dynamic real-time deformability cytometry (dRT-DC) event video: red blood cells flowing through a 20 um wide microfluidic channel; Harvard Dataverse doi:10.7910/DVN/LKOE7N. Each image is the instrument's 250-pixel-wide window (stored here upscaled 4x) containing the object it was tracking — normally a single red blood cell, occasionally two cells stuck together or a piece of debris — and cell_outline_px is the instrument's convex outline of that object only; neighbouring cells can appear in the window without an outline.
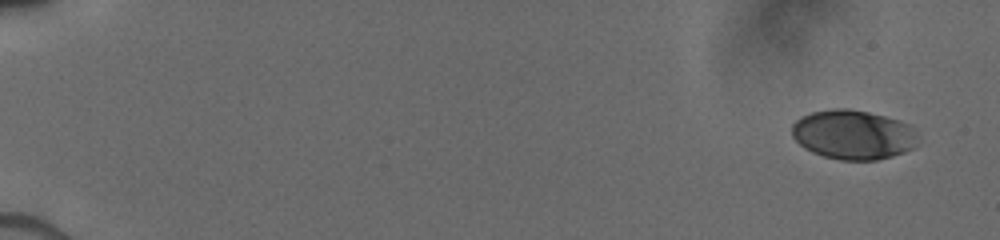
{"species": "human", "species_latin": "Homo sapiens", "temperature_condition": "cold", "stored_images_in_passage": 10, "camera_frame_rate_fps": 3000, "um_per_image_px": 0.085, "donor": {"sex": "male"}, "frame": {"image": 1, "passage_image": 1, "time_ms": 0.0, "image_size_px": [1000, 240], "cell_outline_px": [[916, 144], [912, 148], [904, 152], [892, 156], [876, 160], [840, 160], [824, 156], [812, 152], [804, 148], [792, 136], [792, 124], [800, 116], [812, 112], [832, 108], [848, 108], [868, 112], [900, 120], [908, 124], [912, 128], [916, 136]], "centroid_in_image_um": [72.49, 11.44], "position_along_channel_um": 12.5, "area_um2": 36.3}}
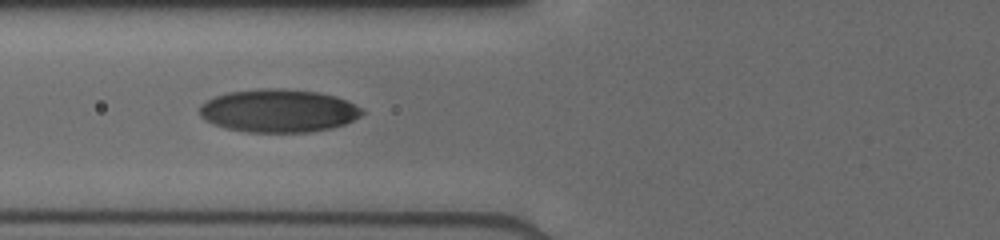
{"frame": {"image": 2, "passage_image": 7, "time_ms": 6.667, "image_size_px": [1000, 240], "cell_outline_px": [[364, 112], [360, 116], [344, 124], [332, 128], [308, 132], [248, 132], [228, 128], [216, 124], [200, 116], [200, 104], [216, 96], [228, 92], [260, 88], [284, 88], [320, 92], [336, 96], [364, 108]], "centroid_in_image_um": [23.71, 9.4], "position_along_channel_um": 102.1, "area_um2": 40.75}}
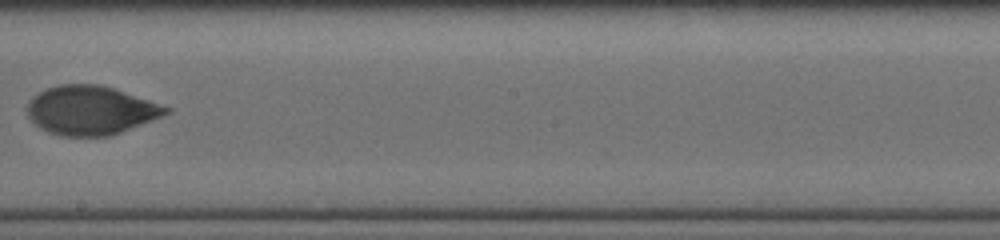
{"frame": {"image": 3, "passage_image": 10, "time_ms": 10.0, "image_size_px": [1000, 240], "cell_outline_px": [[172, 112], [164, 116], [112, 136], [60, 136], [48, 132], [40, 128], [28, 116], [28, 104], [32, 96], [48, 88], [60, 84], [100, 84], [172, 108]], "centroid_in_image_um": [7.74, 9.39], "position_along_channel_um": 240.5, "area_um2": 39.54}}